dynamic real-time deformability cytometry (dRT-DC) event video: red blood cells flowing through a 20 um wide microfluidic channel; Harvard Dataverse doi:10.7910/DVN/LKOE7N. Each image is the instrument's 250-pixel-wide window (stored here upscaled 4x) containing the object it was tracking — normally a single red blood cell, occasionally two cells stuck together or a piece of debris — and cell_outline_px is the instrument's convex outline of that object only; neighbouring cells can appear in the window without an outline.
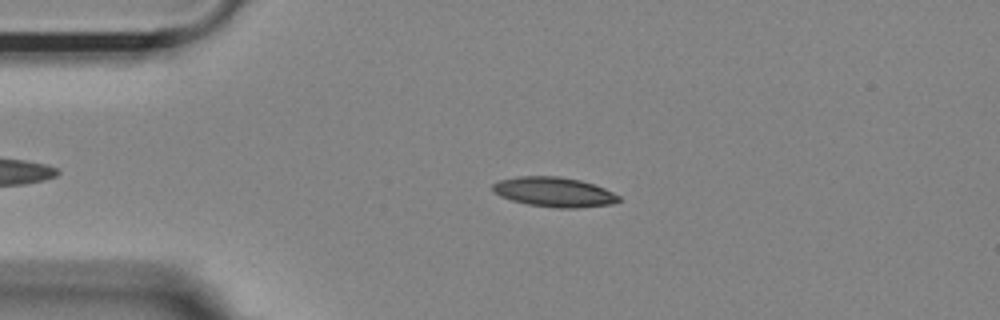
{"species": "Egyptian fruit bat (a non-hibernating species)", "species_latin": "Rousettus aegyptiacus", "temperature_condition": "room temperature", "stored_images_in_passage": 48, "camera_frame_rate_fps": 3000, "um_per_image_px": 0.085, "animal": {"sex": "female"}, "frame": {"image": 1, "passage_image": 11, "time_ms": 3.333, "image_size_px": [1000, 320], "cell_outline_px": [[620, 200], [612, 204], [576, 208], [556, 208], [528, 204], [512, 200], [500, 196], [492, 192], [492, 184], [500, 180], [516, 176], [560, 176], [580, 180], [604, 188], [620, 196]], "centroid_in_image_um": [47.07, 16.32], "position_along_channel_um": 37.9, "area_um2": 21.85}}
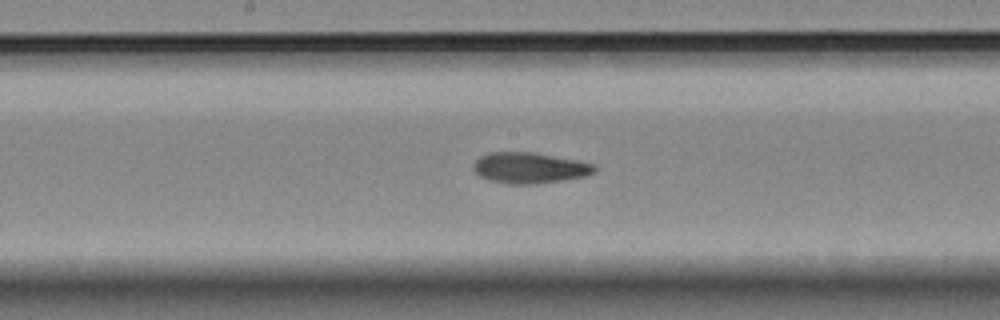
{"frame": {"image": 2, "passage_image": 27, "time_ms": 8.667, "image_size_px": [1000, 320], "cell_outline_px": [[596, 172], [584, 176], [536, 184], [508, 184], [492, 180], [480, 176], [472, 168], [472, 164], [480, 156], [488, 152], [536, 152], [592, 164], [596, 168]], "centroid_in_image_um": [44.96, 14.26], "position_along_channel_um": 203.2, "area_um2": 21.56}}
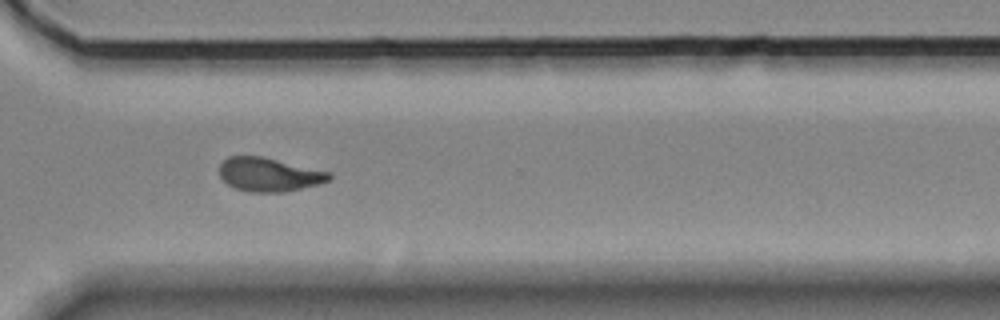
{"frame": {"image": 3, "passage_image": 39, "time_ms": 12.667, "image_size_px": [1000, 320], "cell_outline_px": [[332, 180], [320, 184], [284, 192], [248, 192], [236, 188], [228, 184], [220, 176], [220, 164], [228, 156], [260, 156], [332, 172]], "centroid_in_image_um": [22.91, 14.84], "position_along_channel_um": 347.7, "area_um2": 21.62}, "authors_computed_cell_mechanics": {"area_um2": 21.5594, "velocity_mm_per_s": 3.6234, "shape_relaxation_time_tau1_ms": 6.2871, "shape_relaxation_time_tau2_ms": 3.743, "deformation_change_tau1": 0.2051, "deformation_change_tau2": 0.1152}}